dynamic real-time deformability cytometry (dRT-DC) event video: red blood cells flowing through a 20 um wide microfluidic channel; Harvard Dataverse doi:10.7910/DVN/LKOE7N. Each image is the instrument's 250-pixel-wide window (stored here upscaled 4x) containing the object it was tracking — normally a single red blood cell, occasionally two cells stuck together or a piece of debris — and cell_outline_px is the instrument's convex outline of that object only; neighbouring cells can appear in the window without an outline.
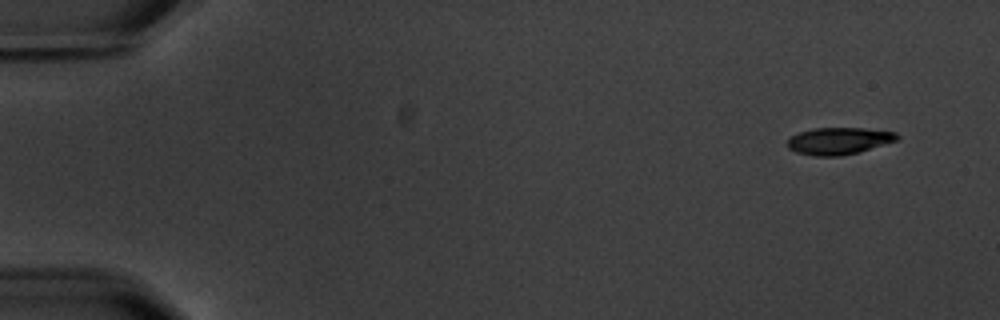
{"species": "common noctule bat (a hibernating species)", "species_latin": "Nyctalus noctula", "temperature_condition": "warm", "stored_images_in_passage": 6, "segment_of_instrument_passage": [1, 2], "camera_frame_rate_fps": 3000, "um_per_image_px": 0.085, "animal": {"sex": "male", "body_mass_g": 20.1, "forearm_length_mm": 53.5}, "frame": {"image": 1, "passage_image": 1, "time_ms": 0.0, "image_size_px": [1000, 320], "cell_outline_px": [[900, 140], [860, 152], [840, 156], [816, 156], [796, 152], [788, 148], [788, 140], [792, 136], [800, 132], [816, 128], [864, 128], [896, 132], [900, 136]], "centroid_in_image_um": [71.37, 11.98], "position_along_channel_um": 13.6, "area_um2": 17.34}}
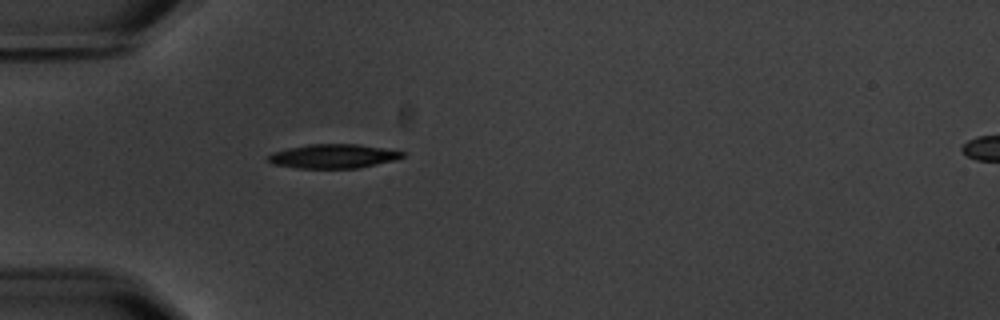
{"frame": {"image": 2, "passage_image": 5, "time_ms": 4.667, "image_size_px": [1000, 320], "cell_outline_px": [[404, 156], [392, 160], [356, 168], [300, 168], [272, 164], [268, 160], [268, 156], [272, 152], [288, 148], [308, 144], [356, 144], [384, 148], [404, 152]], "centroid_in_image_um": [28.27, 13.27], "position_along_channel_um": 56.7, "area_um2": 18.55}}